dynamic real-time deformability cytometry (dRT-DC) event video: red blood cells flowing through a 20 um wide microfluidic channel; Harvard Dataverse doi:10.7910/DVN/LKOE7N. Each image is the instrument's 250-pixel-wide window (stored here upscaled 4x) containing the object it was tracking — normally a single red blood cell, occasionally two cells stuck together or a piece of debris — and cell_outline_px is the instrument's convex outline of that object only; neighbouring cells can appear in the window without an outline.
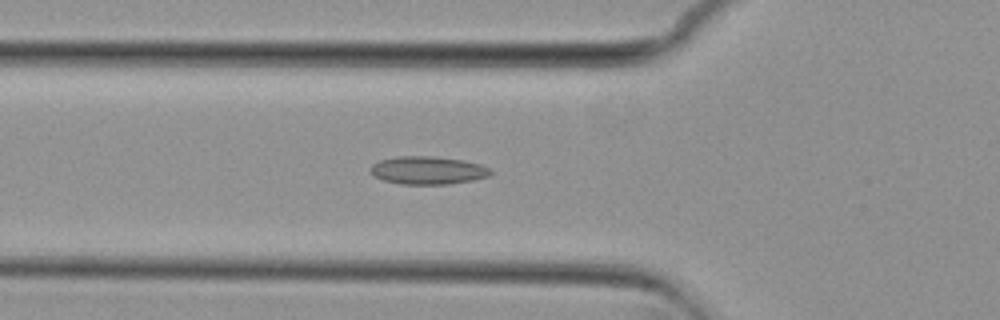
{"species": "common noctule bat (a hibernating species)", "species_latin": "Nyctalus noctula", "temperature_condition": "cold", "stored_images_in_passage": 50, "camera_frame_rate_fps": 3000, "um_per_image_px": 0.085, "animal": {"sex": "female", "body_mass_g": 29.2, "forearm_length_mm": 56.3}, "frame": {"image": 1, "passage_image": 14, "time_ms": 4.333, "image_size_px": [1000, 320], "cell_outline_px": [[492, 172], [488, 176], [472, 180], [448, 184], [400, 184], [384, 180], [376, 176], [368, 168], [372, 164], [380, 160], [396, 156], [432, 156], [464, 160], [480, 164], [492, 168]], "centroid_in_image_um": [36.38, 14.47], "position_along_channel_um": 89.4, "area_um2": 19.59}}
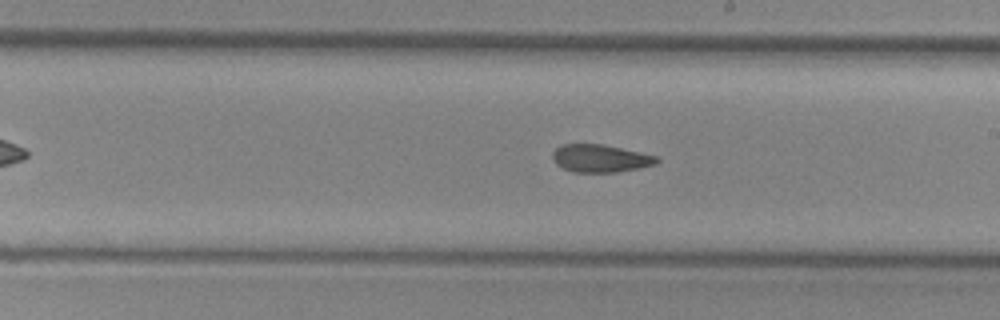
{"frame": {"image": 2, "passage_image": 26, "time_ms": 8.333, "image_size_px": [1000, 320], "cell_outline_px": [[660, 160], [656, 164], [640, 168], [616, 172], [572, 172], [556, 164], [552, 160], [552, 152], [560, 144], [604, 144], [656, 156]], "centroid_in_image_um": [51.0, 13.46], "position_along_channel_um": 238.0, "area_um2": 16.88}}
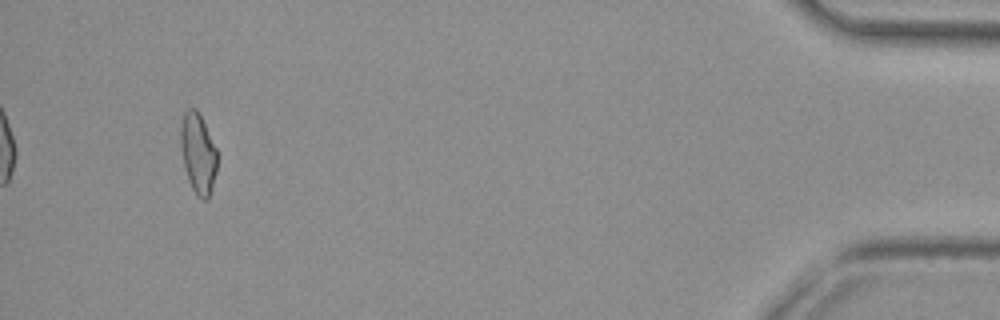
{"frame": {"image": 3, "passage_image": 47, "time_ms": 15.333, "image_size_px": [1000, 320], "cell_outline_px": [[216, 172], [208, 200], [204, 200], [196, 196], [188, 180], [184, 168], [180, 144], [180, 124], [184, 112], [188, 108], [196, 108], [216, 148]], "centroid_in_image_um": [16.8, 13.05], "position_along_channel_um": 418.4, "area_um2": 17.05}, "authors_computed_cell_mechanics": {"area_um2": 17.7157, "velocity_mm_per_s": 3.7042, "shape_relaxation_time_tau1_ms": null, "shape_relaxation_time_tau2_ms": 3.4945, "deformation_change_tau1": null, "deformation_change_tau2": 0.1074}}